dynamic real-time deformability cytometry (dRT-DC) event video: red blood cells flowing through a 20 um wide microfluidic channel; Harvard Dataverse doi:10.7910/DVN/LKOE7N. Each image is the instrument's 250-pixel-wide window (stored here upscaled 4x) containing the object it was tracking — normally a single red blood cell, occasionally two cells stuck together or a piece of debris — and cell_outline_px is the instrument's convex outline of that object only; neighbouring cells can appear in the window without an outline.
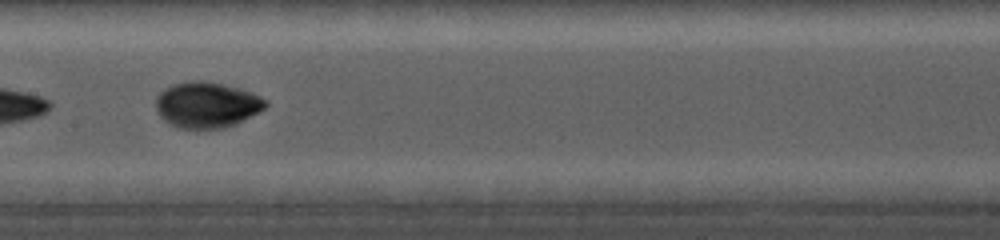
{"species": "common noctule bat (a hibernating species)", "species_latin": "Nyctalus noctula", "temperature_condition": "cold", "stored_images_in_passage": 7, "camera_frame_rate_fps": 5000, "um_per_image_px": 0.085, "animal": {"sex": "female", "body_mass_g": 19.0, "forearm_length_mm": 56.7}, "frame": {"image": 1, "passage_image": 4, "time_ms": 3.4, "image_size_px": [1000, 240], "cell_outline_px": [[268, 104], [264, 108], [236, 124], [224, 128], [180, 128], [168, 124], [160, 116], [156, 108], [156, 96], [164, 88], [172, 84], [192, 80], [204, 80], [240, 88], [252, 92], [268, 100]], "centroid_in_image_um": [17.56, 8.9], "position_along_channel_um": 189.8, "area_um2": 29.42}}
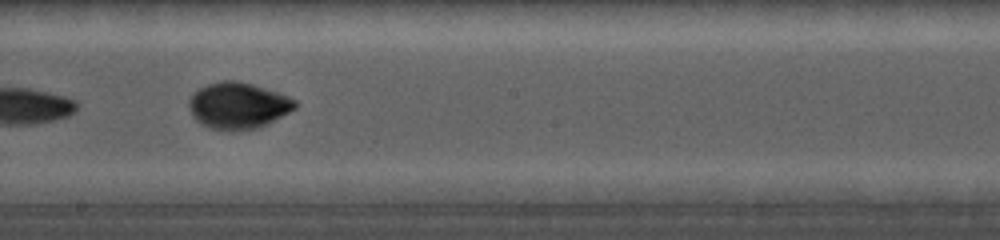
{"frame": {"image": 2, "passage_image": 5, "time_ms": 4.4, "image_size_px": [1000, 240], "cell_outline_px": [[296, 108], [256, 128], [212, 128], [200, 124], [192, 116], [188, 104], [188, 100], [200, 88], [208, 84], [224, 80], [236, 80], [252, 84], [280, 92], [296, 100]], "centroid_in_image_um": [20.23, 8.93], "position_along_channel_um": 228.0, "area_um2": 27.92}}
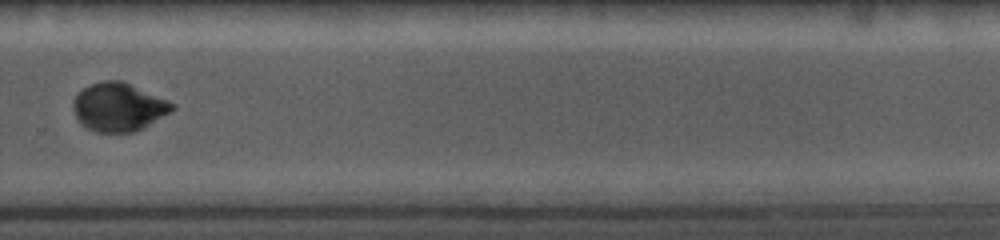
{"frame": {"image": 3, "passage_image": 7, "time_ms": 6.8, "image_size_px": [1000, 240], "cell_outline_px": [[176, 108], [172, 112], [144, 128], [136, 132], [96, 132], [84, 128], [80, 124], [76, 116], [72, 104], [76, 96], [84, 88], [92, 84], [104, 80], [120, 80], [168, 100], [176, 104]], "centroid_in_image_um": [10.11, 9.13], "position_along_channel_um": 319.7, "area_um2": 28.03}}